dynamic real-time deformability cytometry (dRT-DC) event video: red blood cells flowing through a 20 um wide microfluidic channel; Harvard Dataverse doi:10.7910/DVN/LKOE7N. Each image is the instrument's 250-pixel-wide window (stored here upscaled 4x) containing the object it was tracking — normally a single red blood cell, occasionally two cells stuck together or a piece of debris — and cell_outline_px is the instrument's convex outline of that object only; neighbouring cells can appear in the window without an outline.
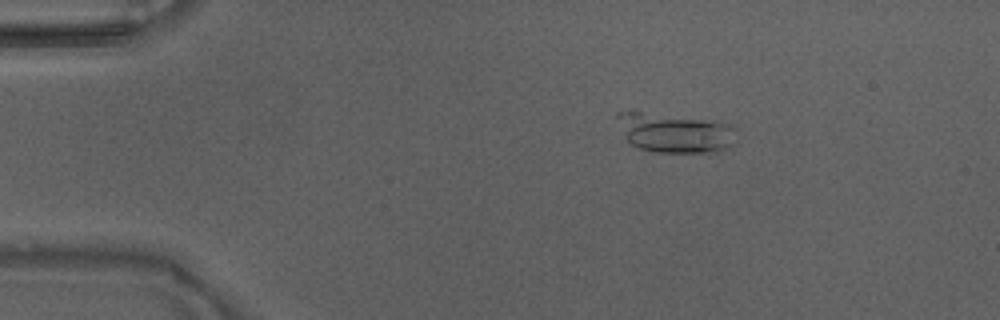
{"species": "Egyptian fruit bat (a non-hibernating species)", "species_latin": "Rousettus aegyptiacus", "temperature_condition": "warm", "stored_images_in_passage": 49, "camera_frame_rate_fps": 3000, "um_per_image_px": 0.085, "animal": {"sex": "male"}, "frame": {"image": 1, "passage_image": 9, "time_ms": 2.667, "image_size_px": [1000, 320], "cell_outline_px": [[736, 144], [720, 152], [652, 152], [640, 148], [632, 144], [624, 136], [616, 116], [616, 112], [632, 108], [716, 120], [728, 124], [732, 128]], "centroid_in_image_um": [57.31, 11.23], "position_along_channel_um": 27.7, "area_um2": 28.55}}
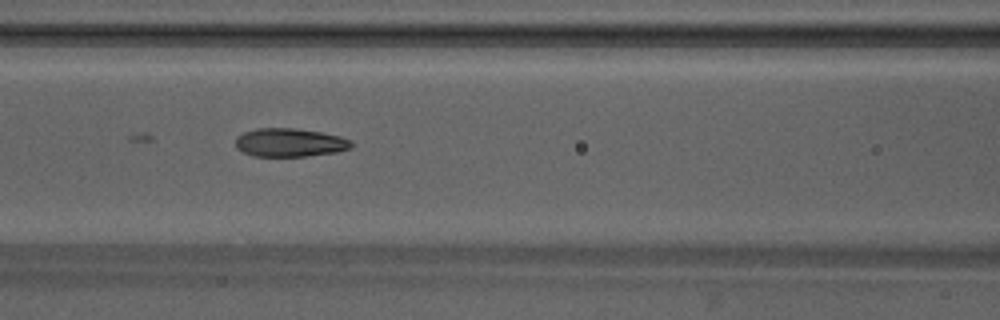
{"frame": {"image": 2, "passage_image": 22, "time_ms": 7.0, "image_size_px": [1000, 320], "cell_outline_px": [[352, 144], [348, 148], [336, 152], [304, 156], [256, 156], [244, 152], [236, 148], [236, 136], [244, 132], [256, 128], [296, 128], [320, 132], [340, 136], [352, 140]], "centroid_in_image_um": [24.61, 12.1], "position_along_channel_um": 142.0, "area_um2": 19.07}}